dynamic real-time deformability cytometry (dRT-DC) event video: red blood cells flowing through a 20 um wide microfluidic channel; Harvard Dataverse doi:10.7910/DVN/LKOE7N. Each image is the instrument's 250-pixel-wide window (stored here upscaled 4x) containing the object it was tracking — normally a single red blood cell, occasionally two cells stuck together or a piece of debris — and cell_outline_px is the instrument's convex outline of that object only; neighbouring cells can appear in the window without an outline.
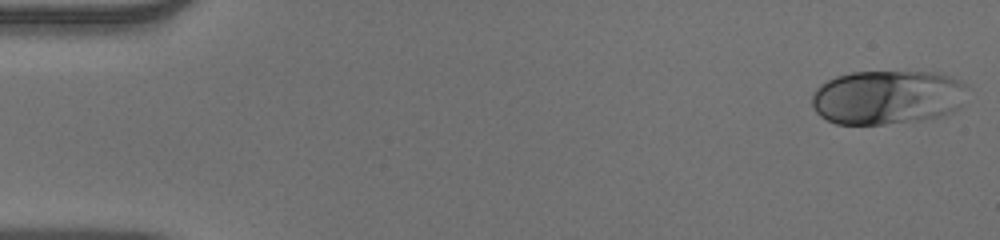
{"species": "human", "species_latin": "Homo sapiens", "temperature_condition": "warm", "stored_images_in_passage": 52, "camera_frame_rate_fps": 3000, "um_per_image_px": 0.085, "donor": {"sex": "male"}, "frame": {"image": 1, "passage_image": 1, "time_ms": 0.0, "image_size_px": [1000, 240], "cell_outline_px": [[968, 88], [960, 108], [952, 112], [940, 116], [920, 120], [884, 124], [836, 124], [820, 116], [816, 112], [812, 104], [812, 92], [820, 84], [836, 76], [852, 72], [936, 72], [960, 80]], "centroid_in_image_um": [75.43, 8.27], "position_along_channel_um": 9.6, "area_um2": 49.36}}
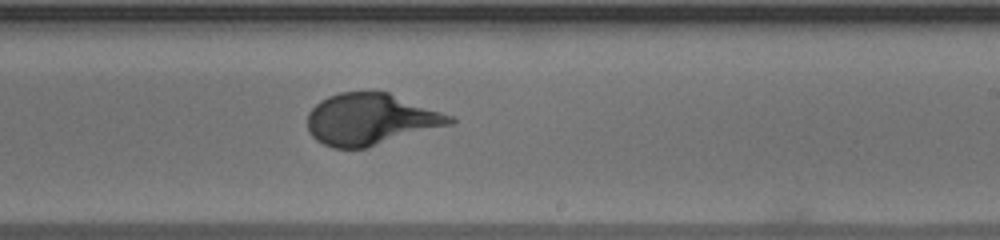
{"frame": {"image": 2, "passage_image": 31, "time_ms": 10.0, "image_size_px": [1000, 240], "cell_outline_px": [[456, 120], [452, 124], [368, 148], [332, 148], [316, 140], [308, 132], [308, 112], [320, 100], [328, 96], [340, 92], [388, 92], [452, 116]], "centroid_in_image_um": [31.48, 10.15], "position_along_channel_um": 257.5, "area_um2": 42.66}}
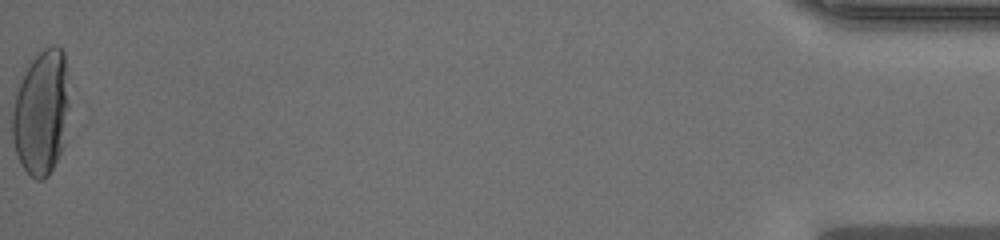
{"frame": {"image": 3, "passage_image": 52, "time_ms": 17.0, "image_size_px": [1000, 240], "cell_outline_px": [[72, 100], [64, 144], [48, 176], [44, 180], [36, 180], [20, 164], [16, 156], [12, 140], [12, 92], [24, 72], [32, 60], [44, 48], [52, 44], [56, 44], [64, 52]], "centroid_in_image_um": [3.53, 9.52], "position_along_channel_um": 431.7, "area_um2": 43.18}}